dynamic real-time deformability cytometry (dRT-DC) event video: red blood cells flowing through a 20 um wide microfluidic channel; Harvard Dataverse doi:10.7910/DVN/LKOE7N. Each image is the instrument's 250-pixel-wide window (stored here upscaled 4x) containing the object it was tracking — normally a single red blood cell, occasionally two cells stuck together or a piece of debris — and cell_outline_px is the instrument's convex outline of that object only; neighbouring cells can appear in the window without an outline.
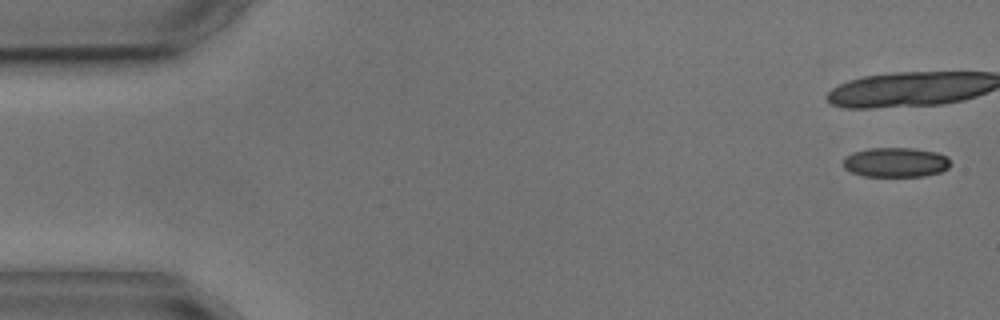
{"species": "common noctule bat (a hibernating species)", "species_latin": "Nyctalus noctula", "temperature_condition": "cold", "stored_images_in_passage": 7, "camera_frame_rate_fps": 3000, "um_per_image_px": 0.085, "animal": {"sex": "male", "body_mass_g": 17.9, "forearm_length_mm": 54.2}, "frame": {"image": 1, "passage_image": 1, "time_ms": 0.0, "image_size_px": [1000, 320], "cell_outline_px": [[948, 168], [940, 172], [924, 176], [864, 176], [852, 172], [844, 168], [844, 156], [852, 152], [868, 148], [912, 148], [936, 152], [948, 156]], "centroid_in_image_um": [76.11, 13.79], "position_along_channel_um": 8.9, "area_um2": 18.5}}
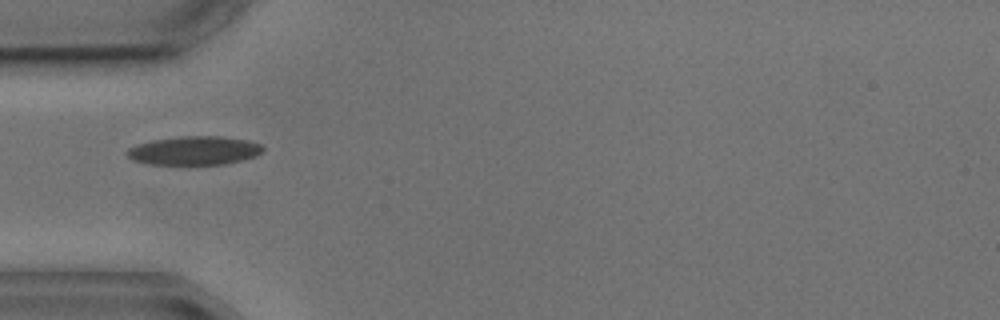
{"frame": {"image": 2, "passage_image": 5, "time_ms": 5.667, "image_size_px": [1000, 320], "cell_outline_px": [[264, 152], [256, 156], [244, 160], [224, 164], [148, 164], [132, 160], [124, 152], [128, 148], [136, 144], [152, 140], [180, 136], [220, 136], [248, 140], [260, 144], [264, 148]], "centroid_in_image_um": [16.51, 12.79], "position_along_channel_um": 68.5, "area_um2": 22.95}}